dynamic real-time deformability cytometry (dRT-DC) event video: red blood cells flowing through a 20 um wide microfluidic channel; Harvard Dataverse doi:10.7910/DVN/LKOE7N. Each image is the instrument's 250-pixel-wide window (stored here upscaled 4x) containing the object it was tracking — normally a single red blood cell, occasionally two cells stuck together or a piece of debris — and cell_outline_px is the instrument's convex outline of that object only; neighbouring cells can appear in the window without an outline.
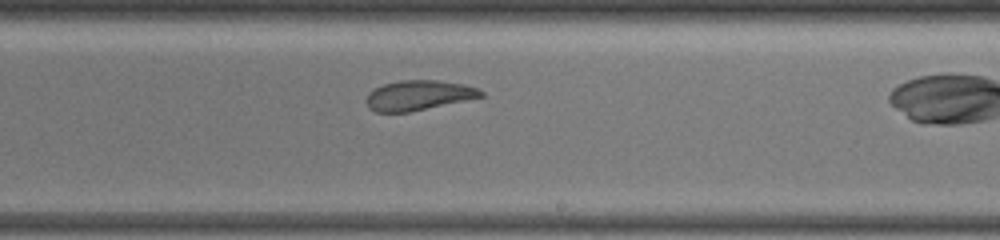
{"species": "common noctule bat (a hibernating species)", "species_latin": "Nyctalus noctula", "temperature_condition": "warm", "stored_images_in_passage": 7, "camera_frame_rate_fps": 3000, "um_per_image_px": 0.085, "animal": {"sex": "female", "body_mass_g": 19.5, "forearm_length_mm": 54.1}, "frame": {"image": 1, "passage_image": 6, "time_ms": 5.333, "image_size_px": [1000, 240], "cell_outline_px": [[484, 96], [408, 112], [376, 112], [368, 108], [364, 100], [368, 92], [384, 84], [400, 80], [436, 80], [464, 84], [476, 88], [484, 92]], "centroid_in_image_um": [35.52, 8.1], "position_along_channel_um": 253.5, "area_um2": 19.88}}